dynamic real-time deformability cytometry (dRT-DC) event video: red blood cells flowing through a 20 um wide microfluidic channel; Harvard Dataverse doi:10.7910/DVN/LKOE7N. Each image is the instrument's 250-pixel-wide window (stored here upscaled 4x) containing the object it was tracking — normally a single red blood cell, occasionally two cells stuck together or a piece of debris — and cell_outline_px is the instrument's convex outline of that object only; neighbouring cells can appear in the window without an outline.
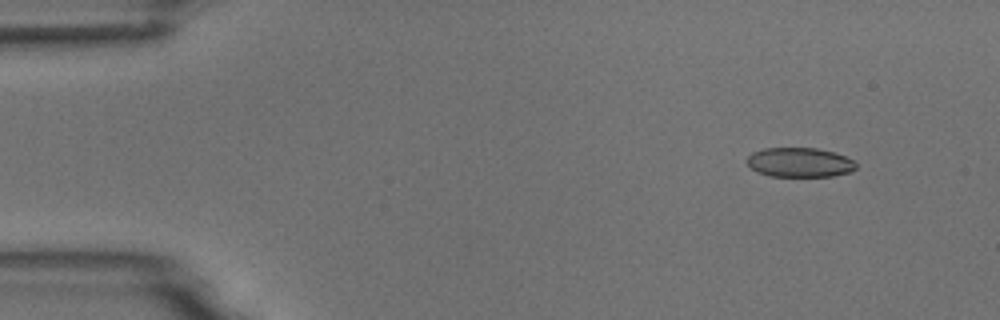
{"species": "common noctule bat (a hibernating species)", "species_latin": "Nyctalus noctula", "temperature_condition": "room temperature", "stored_images_in_passage": 6, "camera_frame_rate_fps": 3000, "um_per_image_px": 0.085, "animal": {"sex": "male", "body_mass_g": 18.8}, "frame": {"image": 1, "passage_image": 2, "time_ms": 1.0, "image_size_px": [1000, 320], "cell_outline_px": [[856, 168], [852, 172], [832, 176], [768, 176], [756, 172], [748, 164], [748, 156], [752, 152], [764, 148], [816, 148], [836, 152], [852, 160], [856, 164]], "centroid_in_image_um": [67.98, 13.8], "position_along_channel_um": 17.0, "area_um2": 18.79}}
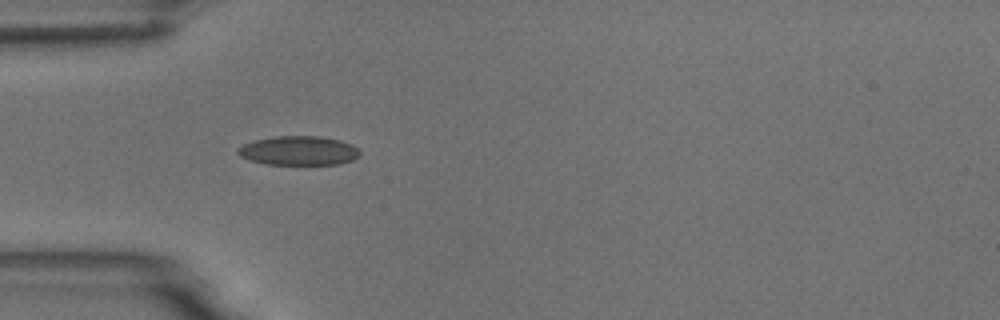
{"frame": {"image": 2, "passage_image": 5, "time_ms": 4.667, "image_size_px": [1000, 320], "cell_outline_px": [[360, 156], [352, 160], [336, 164], [264, 164], [240, 156], [236, 152], [236, 148], [244, 144], [256, 140], [276, 136], [320, 136], [340, 140], [352, 144], [360, 152]], "centroid_in_image_um": [25.39, 12.8], "position_along_channel_um": 59.6, "area_um2": 20.63}}